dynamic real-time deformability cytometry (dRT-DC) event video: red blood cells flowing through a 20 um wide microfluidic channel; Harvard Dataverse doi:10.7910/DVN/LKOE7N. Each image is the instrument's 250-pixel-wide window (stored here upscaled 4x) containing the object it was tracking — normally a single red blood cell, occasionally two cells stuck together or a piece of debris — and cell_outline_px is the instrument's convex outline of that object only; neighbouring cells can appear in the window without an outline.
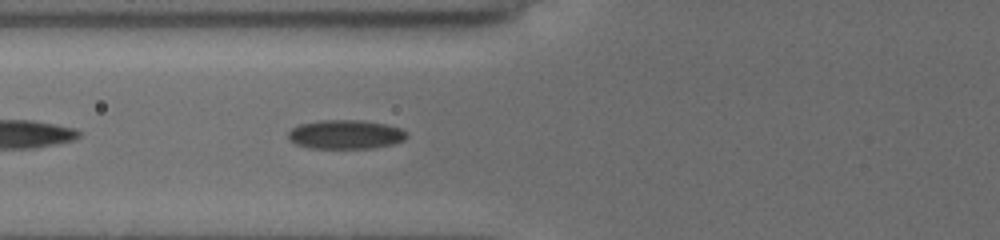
{"species": "common noctule bat (a hibernating species)", "species_latin": "Nyctalus noctula", "temperature_condition": "cold", "stored_images_in_passage": 37, "camera_frame_rate_fps": 3000, "um_per_image_px": 0.085, "animal": {"sex": "female", "body_mass_g": 19.5, "forearm_length_mm": 54.1}, "frame": {"image": 1, "passage_image": 5, "time_ms": 1.333, "image_size_px": [1000, 240], "cell_outline_px": [[408, 136], [404, 140], [392, 144], [376, 148], [308, 148], [296, 144], [288, 140], [288, 132], [292, 128], [300, 124], [320, 120], [360, 120], [384, 124], [400, 128], [408, 132]], "centroid_in_image_um": [29.37, 11.43], "position_along_channel_um": 96.4, "area_um2": 20.17}}
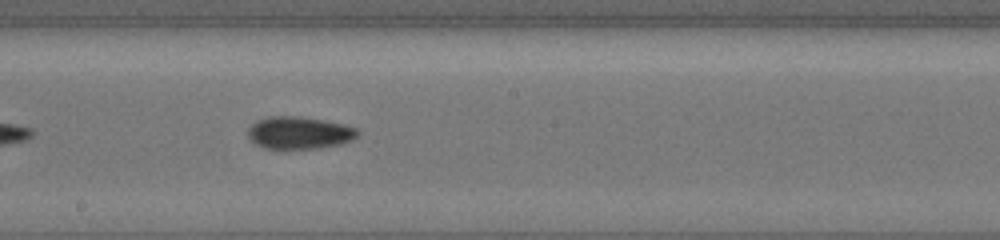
{"frame": {"image": 2, "passage_image": 15, "time_ms": 4.667, "image_size_px": [1000, 240], "cell_outline_px": [[360, 132], [352, 140], [340, 144], [320, 148], [288, 152], [264, 148], [256, 144], [248, 136], [248, 128], [256, 120], [268, 116], [300, 116], [344, 124], [356, 128]], "centroid_in_image_um": [25.4, 11.33], "position_along_channel_um": 222.8, "area_um2": 21.44}}
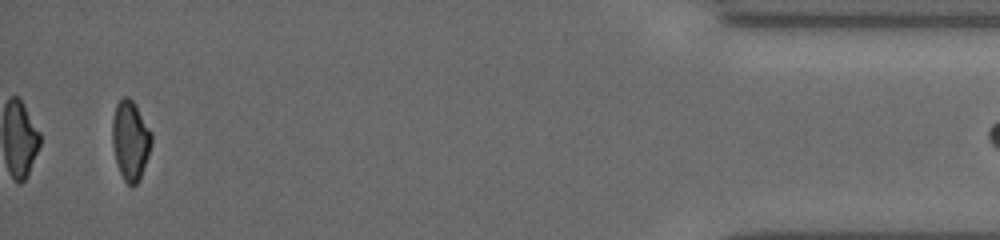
{"frame": {"image": 3, "passage_image": 36, "time_ms": 11.667, "image_size_px": [1000, 240], "cell_outline_px": [[152, 144], [148, 156], [140, 176], [136, 184], [132, 188], [124, 180], [120, 172], [116, 160], [112, 144], [112, 120], [116, 104], [124, 96], [128, 96], [136, 104], [152, 132]], "centroid_in_image_um": [11.09, 11.9], "position_along_channel_um": 424.1, "area_um2": 18.21}}